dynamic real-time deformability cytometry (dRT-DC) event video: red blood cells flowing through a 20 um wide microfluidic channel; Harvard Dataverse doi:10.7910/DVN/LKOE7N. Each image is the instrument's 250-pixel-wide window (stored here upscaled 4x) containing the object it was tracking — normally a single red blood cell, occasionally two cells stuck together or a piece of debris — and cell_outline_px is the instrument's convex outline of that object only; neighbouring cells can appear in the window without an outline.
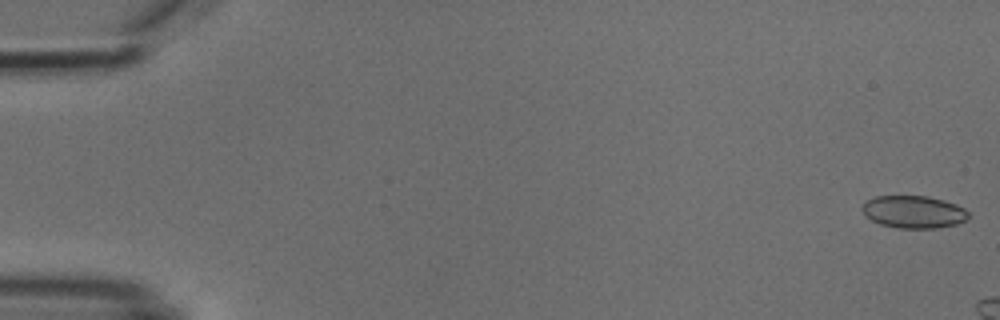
{"species": "common noctule bat (a hibernating species)", "species_latin": "Nyctalus noctula", "temperature_condition": "cold", "stored_images_in_passage": 4, "camera_frame_rate_fps": 3000, "um_per_image_px": 0.085, "animal": {"sex": "male", "body_mass_g": 18.8}, "frame": {"image": 1, "passage_image": 1, "time_ms": 0.0, "image_size_px": [1000, 320], "cell_outline_px": [[968, 216], [964, 220], [956, 224], [940, 228], [896, 228], [880, 224], [864, 216], [860, 208], [868, 200], [876, 196], [928, 196], [944, 200], [956, 204], [964, 208], [968, 212]], "centroid_in_image_um": [77.64, 18.01], "position_along_channel_um": 7.4, "area_um2": 20.17}}